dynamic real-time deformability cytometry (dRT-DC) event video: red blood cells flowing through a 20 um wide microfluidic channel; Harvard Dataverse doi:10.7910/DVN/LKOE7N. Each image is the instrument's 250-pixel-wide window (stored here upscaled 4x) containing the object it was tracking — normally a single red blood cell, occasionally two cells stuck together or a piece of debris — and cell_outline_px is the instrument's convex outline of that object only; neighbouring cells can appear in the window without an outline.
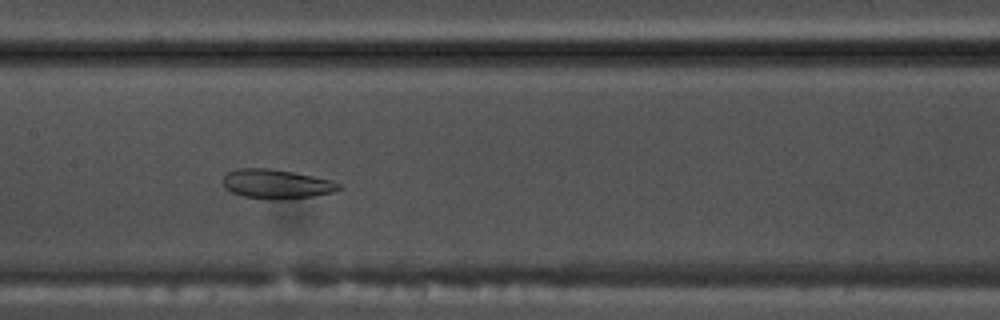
{"species": "common noctule bat (a hibernating species)", "species_latin": "Nyctalus noctula", "temperature_condition": "warm", "stored_images_in_passage": 52, "camera_frame_rate_fps": 3000, "um_per_image_px": 0.085, "animal": {"sex": "male", "body_mass_g": 17.5, "forearm_length_mm": 52.3}, "frame": {"image": 1, "passage_image": 25, "time_ms": 8.0, "image_size_px": [1000, 320], "cell_outline_px": [[340, 188], [332, 192], [312, 196], [280, 200], [268, 200], [244, 196], [232, 192], [224, 188], [224, 176], [228, 172], [236, 168], [268, 168], [292, 172], [332, 180], [340, 184]], "centroid_in_image_um": [23.47, 15.64], "position_along_channel_um": 183.9, "area_um2": 19.71}}
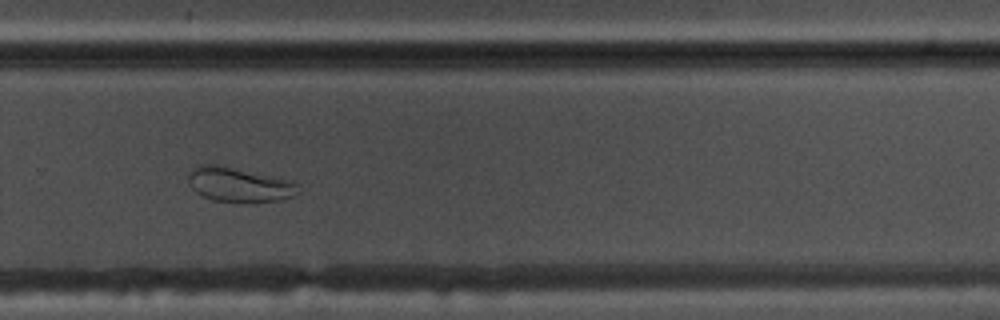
{"frame": {"image": 2, "passage_image": 35, "time_ms": 11.333, "image_size_px": [1000, 320], "cell_outline_px": [[300, 192], [292, 196], [280, 200], [248, 204], [240, 204], [212, 200], [196, 192], [192, 188], [188, 180], [188, 172], [192, 168], [200, 164], [220, 164], [296, 180], [300, 184]], "centroid_in_image_um": [20.39, 15.7], "position_along_channel_um": 309.4, "area_um2": 23.29}}
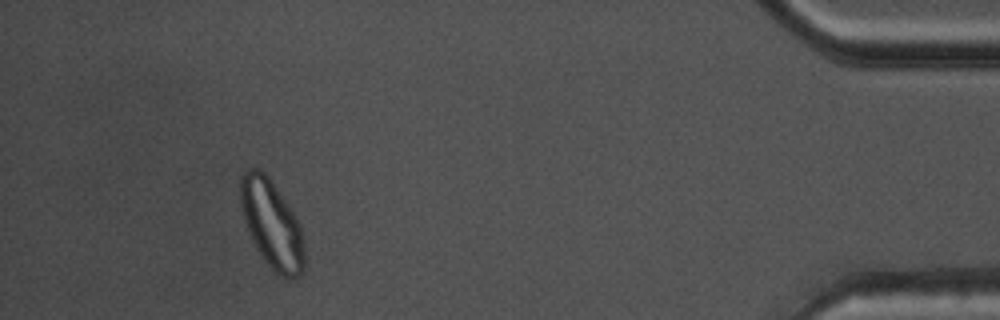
{"frame": {"image": 3, "passage_image": 48, "time_ms": 15.667, "image_size_px": [1000, 320], "cell_outline_px": [[304, 272], [300, 276], [284, 276], [276, 272], [264, 260], [256, 248], [248, 232], [240, 208], [240, 176], [248, 168], [260, 168], [268, 176], [300, 224], [304, 244]], "centroid_in_image_um": [23.07, 19.03], "position_along_channel_um": 412.1, "area_um2": 32.54}, "authors_computed_cell_mechanics": {"area_um2": 27.8596, "velocity_mm_per_s": 3.7739, "shape_relaxation_time_tau1_ms": null, "shape_relaxation_time_tau2_ms": 1.1972, "deformation_change_tau1": null, "deformation_change_tau2": 0.0537}}